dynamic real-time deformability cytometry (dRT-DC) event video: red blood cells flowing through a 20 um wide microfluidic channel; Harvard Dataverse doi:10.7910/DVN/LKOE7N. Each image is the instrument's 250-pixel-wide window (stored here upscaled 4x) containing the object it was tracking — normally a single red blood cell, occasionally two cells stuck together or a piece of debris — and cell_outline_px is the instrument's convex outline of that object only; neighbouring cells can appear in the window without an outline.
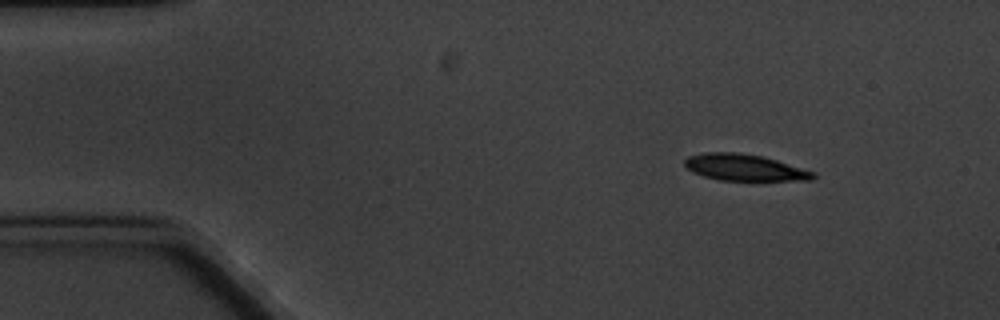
{"species": "common noctule bat (a hibernating species)", "species_latin": "Nyctalus noctula", "temperature_condition": "cold", "stored_images_in_passage": 6, "camera_frame_rate_fps": 3000, "um_per_image_px": 0.085, "animal": {"sex": "male", "body_mass_g": 20.1, "forearm_length_mm": 53.5}, "frame": {"image": 1, "passage_image": 1, "time_ms": 0.0, "image_size_px": [1000, 320], "cell_outline_px": [[816, 176], [812, 180], [720, 180], [704, 176], [692, 172], [684, 164], [684, 160], [688, 156], [704, 152], [736, 152], [764, 156], [816, 172]], "centroid_in_image_um": [63.29, 14.23], "position_along_channel_um": 21.7, "area_um2": 19.88}}
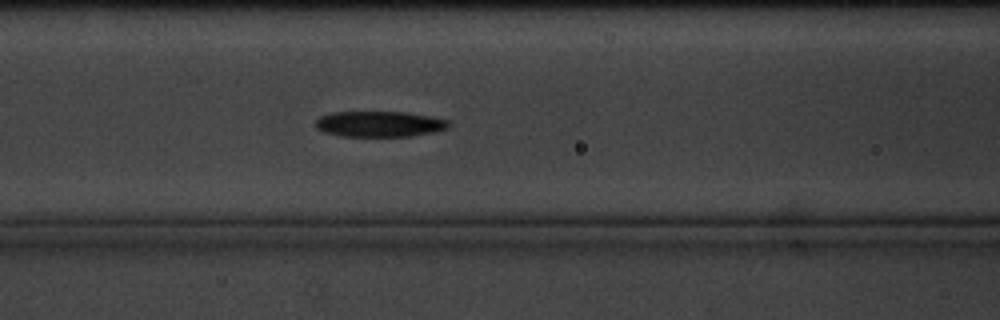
{"frame": {"image": 2, "passage_image": 6, "time_ms": 5.667, "image_size_px": [1000, 320], "cell_outline_px": [[452, 124], [448, 128], [432, 132], [408, 136], [340, 136], [324, 132], [316, 128], [316, 120], [320, 116], [332, 112], [404, 112], [428, 116], [448, 120]], "centroid_in_image_um": [32.23, 10.54], "position_along_channel_um": 134.4, "area_um2": 19.83}}